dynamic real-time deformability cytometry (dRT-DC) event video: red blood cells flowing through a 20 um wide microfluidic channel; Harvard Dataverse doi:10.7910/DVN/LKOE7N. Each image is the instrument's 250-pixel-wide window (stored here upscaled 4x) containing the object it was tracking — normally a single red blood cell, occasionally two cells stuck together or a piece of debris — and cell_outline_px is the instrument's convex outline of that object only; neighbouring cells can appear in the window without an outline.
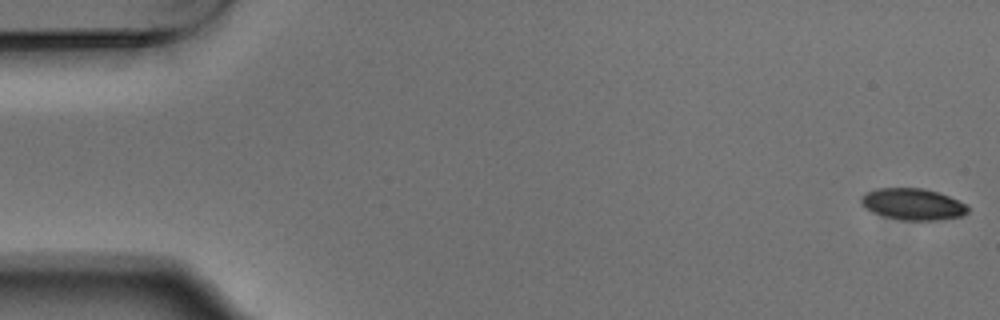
{"species": "Egyptian fruit bat (a non-hibernating species)", "species_latin": "Rousettus aegyptiacus", "temperature_condition": "warm", "stored_images_in_passage": 54, "camera_frame_rate_fps": 3000, "um_per_image_px": 0.085, "animal": {"sex": "male"}, "frame": {"image": 1, "passage_image": 1, "time_ms": 0.0, "image_size_px": [1000, 320], "cell_outline_px": [[968, 212], [964, 216], [936, 220], [904, 220], [884, 216], [872, 212], [864, 208], [860, 204], [860, 196], [864, 192], [876, 188], [924, 188], [948, 196], [964, 204], [968, 208]], "centroid_in_image_um": [77.52, 17.35], "position_along_channel_um": 7.5, "area_um2": 19.65}}
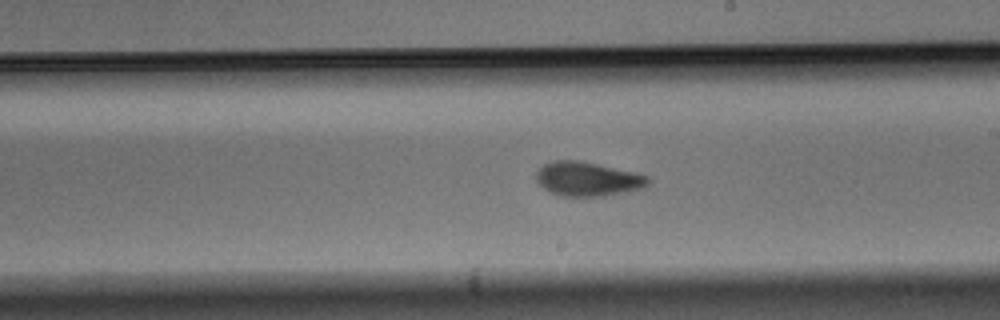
{"frame": {"image": 2, "passage_image": 31, "time_ms": 10.0, "image_size_px": [1000, 320], "cell_outline_px": [[652, 180], [644, 188], [628, 192], [604, 196], [560, 196], [544, 188], [536, 180], [536, 172], [544, 164], [552, 160], [580, 160], [636, 172], [648, 176]], "centroid_in_image_um": [49.99, 15.21], "position_along_channel_um": 239.0, "area_um2": 22.54}}
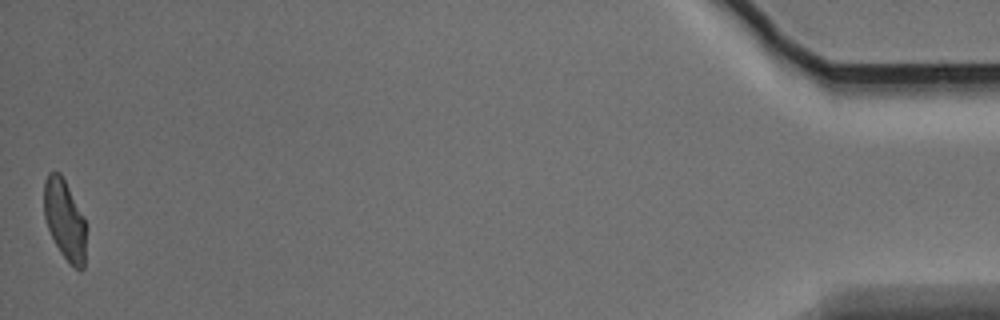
{"frame": {"image": 3, "passage_image": 54, "time_ms": 17.667, "image_size_px": [1000, 320], "cell_outline_px": [[84, 268], [80, 272], [60, 252], [48, 228], [44, 216], [44, 180], [48, 172], [60, 172], [84, 216]], "centroid_in_image_um": [5.47, 18.63], "position_along_channel_um": 429.7, "area_um2": 19.25}, "authors_computed_cell_mechanics": {"area_um2": 21.2704, "velocity_mm_per_s": 3.7223, "shape_relaxation_time_tau1_ms": 4.7447, "shape_relaxation_time_tau2_ms": 2.178, "deformation_change_tau1": 0.1594, "deformation_change_tau2": 0.0797}}